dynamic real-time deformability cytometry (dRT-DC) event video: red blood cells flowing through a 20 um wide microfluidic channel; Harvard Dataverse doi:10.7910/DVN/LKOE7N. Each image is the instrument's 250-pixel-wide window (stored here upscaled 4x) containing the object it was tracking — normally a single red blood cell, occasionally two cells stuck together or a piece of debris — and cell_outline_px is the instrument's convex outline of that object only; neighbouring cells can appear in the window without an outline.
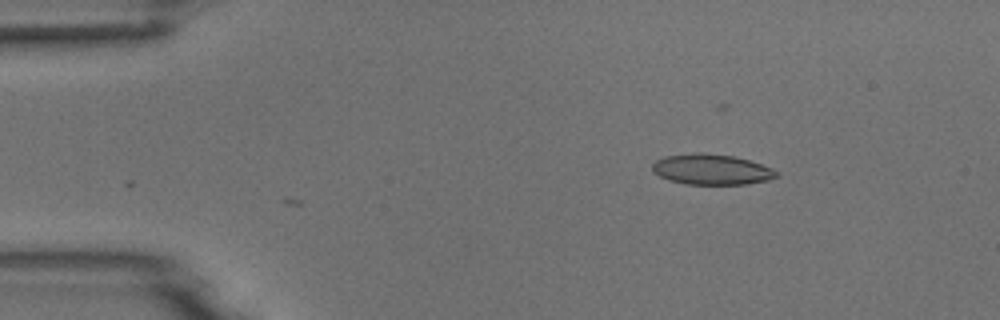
{"species": "common noctule bat (a hibernating species)", "species_latin": "Nyctalus noctula", "temperature_condition": "room temperature", "stored_images_in_passage": 3, "camera_frame_rate_fps": 3000, "um_per_image_px": 0.085, "animal": {"sex": "male", "body_mass_g": 18.8}, "frame": {"image": 1, "passage_image": 3, "time_ms": 2.333, "image_size_px": [1000, 320], "cell_outline_px": [[780, 176], [768, 180], [748, 184], [684, 184], [668, 180], [652, 172], [652, 164], [656, 160], [664, 156], [696, 152], [700, 152], [732, 156], [748, 160], [772, 168], [780, 172]], "centroid_in_image_um": [60.48, 14.4], "position_along_channel_um": 24.5, "area_um2": 22.25}}